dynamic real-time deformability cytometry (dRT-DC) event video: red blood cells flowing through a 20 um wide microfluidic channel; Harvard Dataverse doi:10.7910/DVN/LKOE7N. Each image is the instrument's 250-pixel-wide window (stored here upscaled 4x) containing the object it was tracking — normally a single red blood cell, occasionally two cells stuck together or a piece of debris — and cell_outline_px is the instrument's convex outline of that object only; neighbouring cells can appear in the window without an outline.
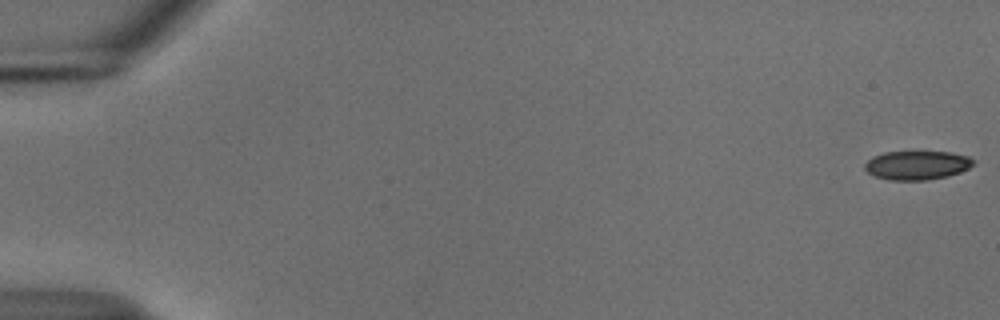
{"species": "common noctule bat (a hibernating species)", "species_latin": "Nyctalus noctula", "temperature_condition": "cold", "stored_images_in_passage": 56, "segment_of_instrument_passage": [1, 2], "camera_frame_rate_fps": 3000, "um_per_image_px": 0.085, "animal": {"sex": "male", "body_mass_g": 18.8}, "frame": {"image": 1, "passage_image": 1, "time_ms": 0.0, "image_size_px": [1000, 320], "cell_outline_px": [[976, 160], [968, 168], [960, 172], [948, 176], [928, 180], [888, 180], [872, 176], [864, 168], [864, 164], [872, 156], [884, 152], [948, 152], [968, 156]], "centroid_in_image_um": [77.91, 14.05], "position_along_channel_um": 7.1, "area_um2": 18.38}}
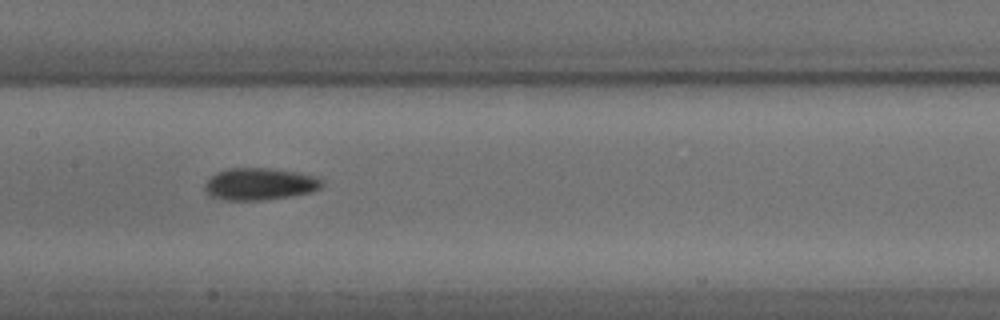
{"frame": {"image": 2, "passage_image": 28, "time_ms": 9.0, "image_size_px": [1000, 320], "cell_outline_px": [[324, 184], [320, 188], [312, 192], [292, 196], [264, 200], [224, 200], [212, 196], [204, 188], [204, 184], [216, 172], [228, 168], [272, 168], [296, 172], [316, 176], [324, 180]], "centroid_in_image_um": [22.12, 15.64], "position_along_channel_um": 185.3, "area_um2": 22.02}}
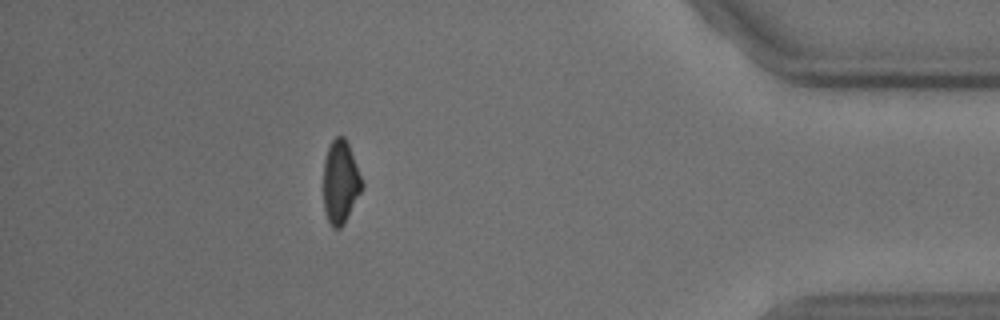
{"frame": {"image": 3, "passage_image": 49, "time_ms": 16.0, "image_size_px": [1000, 320], "cell_outline_px": [[364, 188], [344, 224], [340, 228], [332, 228], [328, 220], [324, 208], [324, 160], [328, 148], [332, 140], [336, 136], [344, 136], [348, 144], [364, 184]], "centroid_in_image_um": [28.95, 15.5], "position_along_channel_um": 406.2, "area_um2": 18.67}}